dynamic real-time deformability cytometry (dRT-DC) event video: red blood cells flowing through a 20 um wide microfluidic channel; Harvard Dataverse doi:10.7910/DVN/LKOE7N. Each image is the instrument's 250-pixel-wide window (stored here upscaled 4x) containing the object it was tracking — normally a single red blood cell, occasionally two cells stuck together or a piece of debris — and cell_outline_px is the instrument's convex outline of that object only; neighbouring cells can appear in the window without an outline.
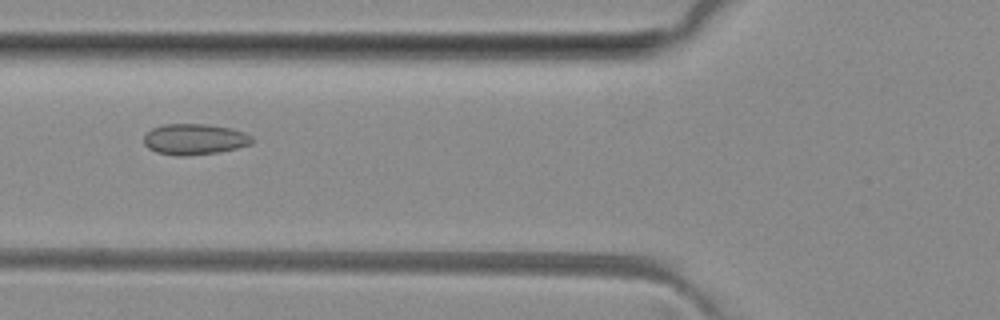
{"species": "common noctule bat (a hibernating species)", "species_latin": "Nyctalus noctula", "temperature_condition": "room temperature", "stored_images_in_passage": 5, "camera_frame_rate_fps": 3000, "um_per_image_px": 0.085, "animal": {"sex": "female", "body_mass_g": 29.2, "forearm_length_mm": 56.3}, "frame": {"image": 1, "passage_image": 5, "time_ms": 6.0, "image_size_px": [1000, 320], "cell_outline_px": [[252, 144], [220, 152], [188, 156], [176, 156], [156, 152], [148, 148], [144, 144], [144, 136], [152, 128], [164, 124], [204, 124], [228, 128], [244, 132], [252, 136]], "centroid_in_image_um": [16.52, 11.85], "position_along_channel_um": 109.3, "area_um2": 19.48}}